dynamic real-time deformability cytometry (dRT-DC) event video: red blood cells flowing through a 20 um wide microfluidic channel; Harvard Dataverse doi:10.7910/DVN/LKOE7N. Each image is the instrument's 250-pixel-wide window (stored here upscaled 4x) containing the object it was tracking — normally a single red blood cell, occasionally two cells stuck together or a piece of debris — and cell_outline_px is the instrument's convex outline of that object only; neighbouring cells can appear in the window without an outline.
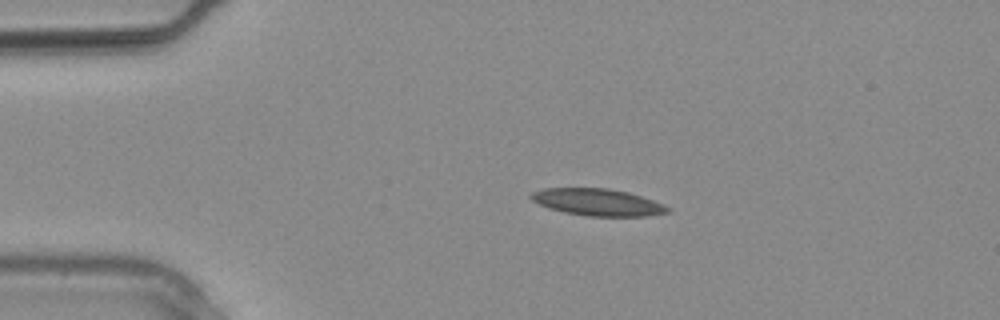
{"species": "common noctule bat (a hibernating species)", "species_latin": "Nyctalus noctula", "temperature_condition": "warm", "stored_images_in_passage": 23, "camera_frame_rate_fps": 3000, "um_per_image_px": 0.085, "animal": {"sex": "male", "body_mass_g": 20.4}, "frame": {"image": 1, "passage_image": 1, "time_ms": 0.0, "image_size_px": [1000, 320], "cell_outline_px": [[672, 212], [648, 216], [588, 216], [564, 212], [548, 208], [532, 200], [528, 196], [532, 192], [544, 188], [608, 188], [628, 192], [664, 204], [672, 208]], "centroid_in_image_um": [50.83, 17.19], "position_along_channel_um": 34.2, "area_um2": 21.56}}